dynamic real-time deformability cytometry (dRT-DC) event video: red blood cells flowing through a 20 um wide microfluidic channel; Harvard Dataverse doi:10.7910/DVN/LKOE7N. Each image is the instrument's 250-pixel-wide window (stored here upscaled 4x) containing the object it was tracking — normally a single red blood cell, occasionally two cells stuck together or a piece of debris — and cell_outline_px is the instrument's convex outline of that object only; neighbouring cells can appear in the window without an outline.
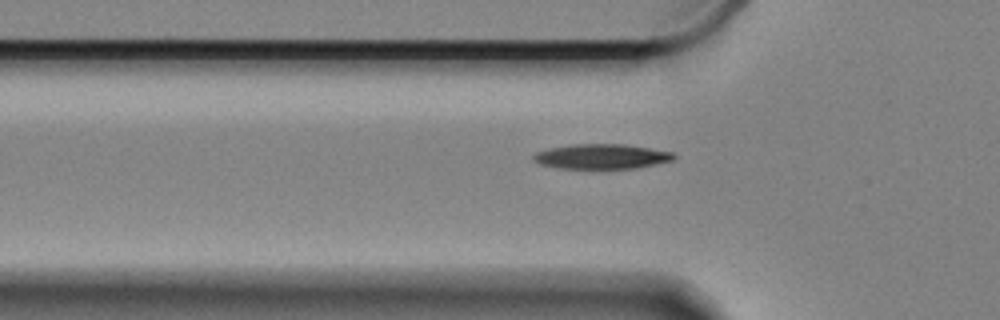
{"species": "Egyptian fruit bat (a non-hibernating species)", "species_latin": "Rousettus aegyptiacus", "temperature_condition": "cold", "stored_images_in_passage": 41, "camera_frame_rate_fps": 3000, "um_per_image_px": 0.085, "animal": {"sex": "female"}, "frame": {"image": 1, "passage_image": 2, "time_ms": 0.333, "image_size_px": [1000, 320], "cell_outline_px": [[676, 156], [672, 160], [636, 168], [560, 168], [540, 164], [532, 160], [532, 156], [536, 152], [548, 148], [572, 144], [624, 144], [672, 152]], "centroid_in_image_um": [51.08, 13.29], "position_along_channel_um": 74.7, "area_um2": 20.17}}
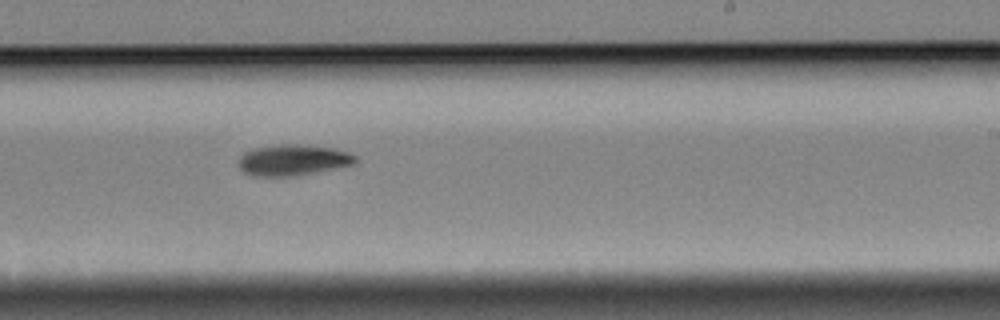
{"frame": {"image": 2, "passage_image": 19, "time_ms": 6.0, "image_size_px": [1000, 320], "cell_outline_px": [[356, 160], [352, 164], [300, 176], [252, 176], [244, 172], [240, 168], [240, 156], [244, 152], [252, 148], [280, 144], [288, 144], [332, 148], [348, 152], [356, 156]], "centroid_in_image_um": [24.86, 13.61], "position_along_channel_um": 264.1, "area_um2": 20.92}}
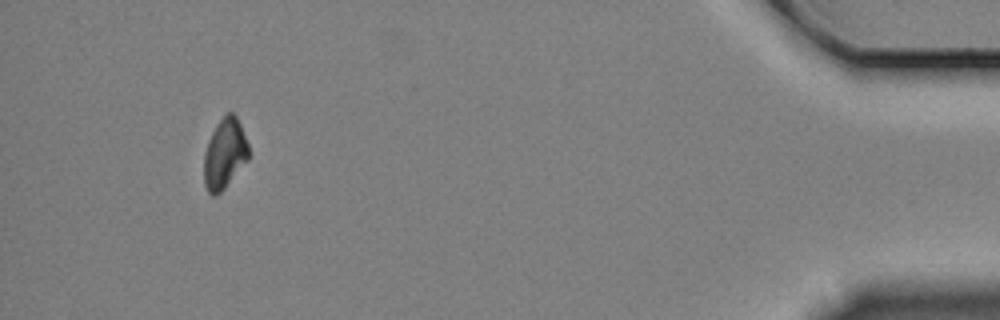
{"frame": {"image": 3, "passage_image": 39, "time_ms": 12.667, "image_size_px": [1000, 320], "cell_outline_px": [[248, 160], [224, 188], [216, 196], [212, 196], [208, 192], [204, 184], [204, 152], [208, 140], [216, 124], [228, 112], [232, 112], [236, 116], [240, 124], [248, 144]], "centroid_in_image_um": [19.08, 13.08], "position_along_channel_um": 416.1, "area_um2": 18.15}, "authors_computed_cell_mechanics": {"area_um2": 19.8254, "velocity_mm_per_s": 3.3276, "shape_relaxation_time_tau1_ms": 2.9507, "shape_relaxation_time_tau2_ms": null, "deformation_change_tau1": 0.1075, "deformation_change_tau2": null}}